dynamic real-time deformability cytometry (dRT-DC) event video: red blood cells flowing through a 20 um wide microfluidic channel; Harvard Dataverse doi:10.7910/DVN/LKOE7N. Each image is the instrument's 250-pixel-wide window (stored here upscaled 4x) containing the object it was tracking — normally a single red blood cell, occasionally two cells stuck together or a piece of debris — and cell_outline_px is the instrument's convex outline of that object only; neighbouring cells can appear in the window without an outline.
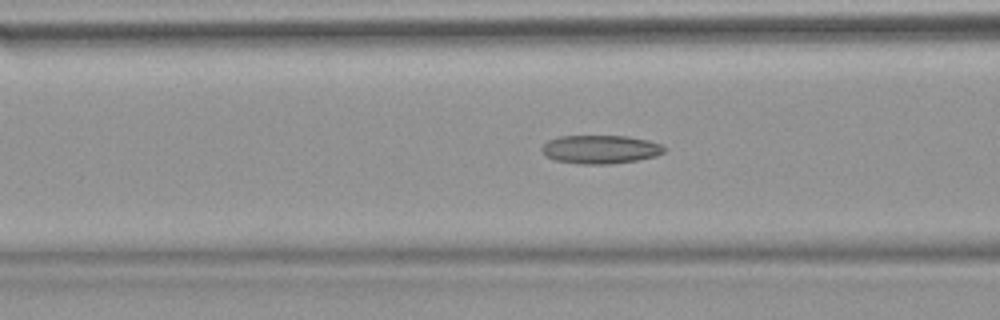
{"species": "common noctule bat (a hibernating species)", "species_latin": "Nyctalus noctula", "temperature_condition": "warm", "stored_images_in_passage": 48, "camera_frame_rate_fps": 3000, "um_per_image_px": 0.085, "animal": {"sex": "female", "body_mass_g": 18.4}, "frame": {"image": 1, "passage_image": 21, "time_ms": 6.667, "image_size_px": [1000, 320], "cell_outline_px": [[668, 148], [664, 152], [656, 156], [636, 160], [612, 164], [580, 164], [556, 160], [544, 156], [540, 148], [548, 140], [560, 136], [628, 136], [648, 140], [660, 144]], "centroid_in_image_um": [51.03, 12.69], "position_along_channel_um": 115.6, "area_um2": 20.46}, "authors_computed_cell_mechanics": {"area_um2": 19.7387, "velocity_mm_per_s": 3.8519, "shape_relaxation_time_tau1_ms": null, "shape_relaxation_time_tau2_ms": 2.7992, "deformation_change_tau1": null, "deformation_change_tau2": 0.1198}}